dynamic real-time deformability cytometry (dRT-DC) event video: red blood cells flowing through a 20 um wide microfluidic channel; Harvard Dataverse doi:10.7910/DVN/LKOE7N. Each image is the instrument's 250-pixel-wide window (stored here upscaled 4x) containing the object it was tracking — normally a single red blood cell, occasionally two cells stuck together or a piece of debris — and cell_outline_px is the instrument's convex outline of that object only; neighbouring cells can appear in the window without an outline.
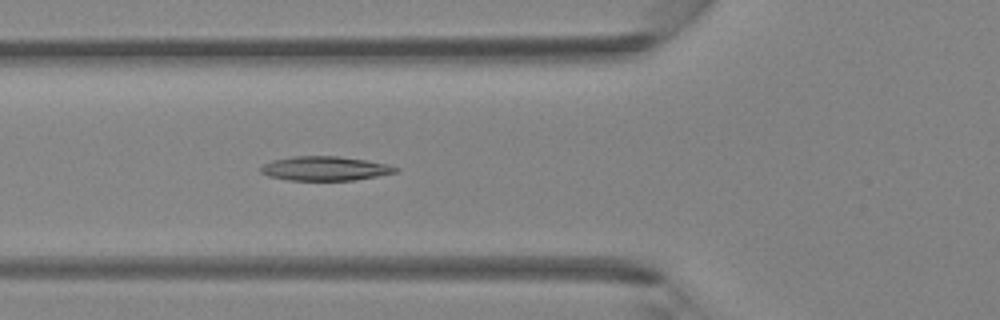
{"species": "Egyptian fruit bat (a non-hibernating species)", "species_latin": "Rousettus aegyptiacus", "temperature_condition": "room temperature", "stored_images_in_passage": 43, "camera_frame_rate_fps": 3000, "um_per_image_px": 0.085, "animal": {"sex": "female"}, "frame": {"image": 1, "passage_image": 15, "time_ms": 4.667, "image_size_px": [1000, 320], "cell_outline_px": [[400, 172], [352, 180], [288, 180], [268, 176], [260, 172], [260, 168], [264, 164], [272, 160], [292, 156], [336, 156], [364, 160], [388, 164], [400, 168]], "centroid_in_image_um": [27.63, 14.32], "position_along_channel_um": 98.2, "area_um2": 19.02}}
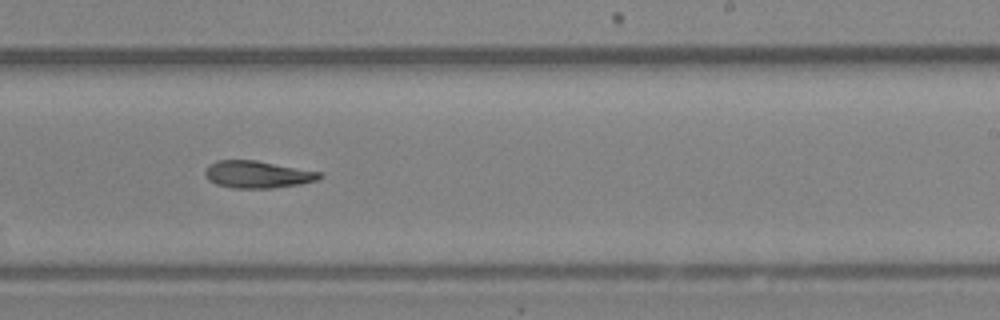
{"frame": {"image": 2, "passage_image": 26, "time_ms": 8.333, "image_size_px": [1000, 320], "cell_outline_px": [[324, 176], [316, 180], [300, 184], [272, 188], [232, 188], [216, 184], [208, 180], [204, 176], [204, 172], [208, 164], [216, 160], [256, 160], [320, 172]], "centroid_in_image_um": [21.83, 14.82], "position_along_channel_um": 267.2, "area_um2": 18.21}}
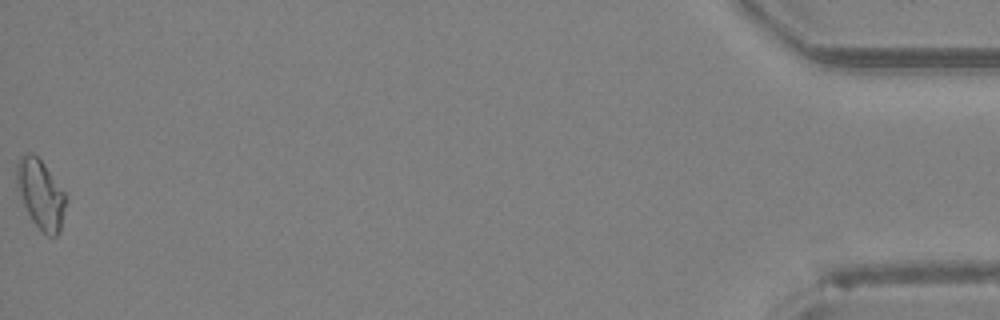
{"frame": {"image": 3, "passage_image": 43, "time_ms": 14.0, "image_size_px": [1000, 320], "cell_outline_px": [[68, 200], [60, 232], [56, 236], [48, 236], [32, 220], [16, 188], [16, 164], [20, 156], [24, 152], [32, 152], [44, 164], [64, 192]], "centroid_in_image_um": [3.46, 16.48], "position_along_channel_um": 431.7, "area_um2": 19.88}}